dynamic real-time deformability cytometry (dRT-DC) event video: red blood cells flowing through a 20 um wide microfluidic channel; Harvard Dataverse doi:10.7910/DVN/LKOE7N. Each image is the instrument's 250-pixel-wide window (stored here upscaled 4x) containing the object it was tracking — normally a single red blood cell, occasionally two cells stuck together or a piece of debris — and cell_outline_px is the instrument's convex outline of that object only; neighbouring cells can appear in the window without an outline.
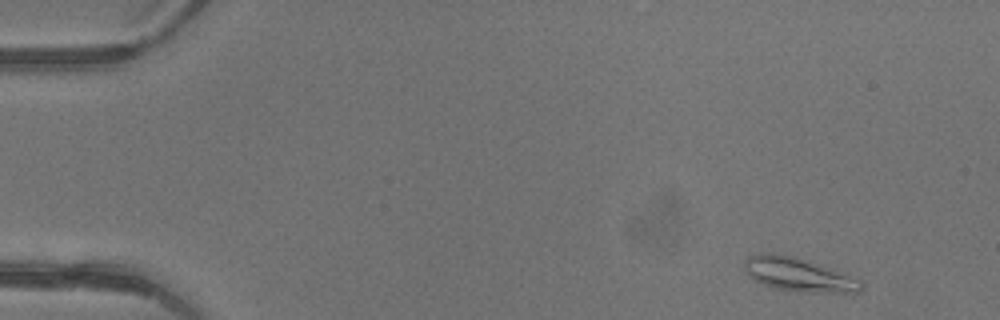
{"species": "common noctule bat (a hibernating species)", "species_latin": "Nyctalus noctula", "temperature_condition": "warm", "stored_images_in_passage": 3, "camera_frame_rate_fps": 3000, "um_per_image_px": 0.085, "animal": {"sex": "female"}, "frame": {"image": 1, "passage_image": 1, "time_ms": 0.0, "image_size_px": [1000, 320], "cell_outline_px": [[864, 288], [860, 292], [800, 292], [776, 288], [752, 280], [744, 272], [744, 260], [748, 256], [760, 252], [772, 252], [792, 256], [808, 260], [860, 280], [864, 284]], "centroid_in_image_um": [67.8, 23.33], "position_along_channel_um": 17.2, "area_um2": 23.0}}